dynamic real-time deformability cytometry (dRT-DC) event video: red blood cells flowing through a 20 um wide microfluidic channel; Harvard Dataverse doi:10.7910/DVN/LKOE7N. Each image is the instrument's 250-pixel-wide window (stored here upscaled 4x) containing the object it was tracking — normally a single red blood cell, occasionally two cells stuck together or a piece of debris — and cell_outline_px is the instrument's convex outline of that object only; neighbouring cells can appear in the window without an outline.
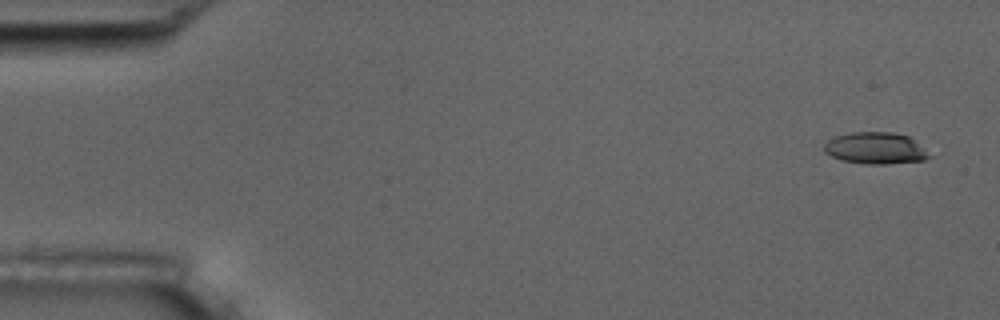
{"species": "common noctule bat (a hibernating species)", "species_latin": "Nyctalus noctula", "temperature_condition": "room temperature", "stored_images_in_passage": 5, "camera_frame_rate_fps": 3000, "um_per_image_px": 0.085, "animal": {"sex": "male", "body_mass_g": 17.5, "forearm_length_mm": 52.3}, "frame": {"image": 1, "passage_image": 1, "time_ms": 0.0, "image_size_px": [1000, 320], "cell_outline_px": [[932, 156], [924, 160], [884, 164], [868, 164], [844, 160], [832, 156], [824, 152], [824, 144], [828, 140], [836, 136], [852, 132], [892, 132], [908, 136], [924, 148]], "centroid_in_image_um": [74.42, 12.59], "position_along_channel_um": 10.6, "area_um2": 19.19}}